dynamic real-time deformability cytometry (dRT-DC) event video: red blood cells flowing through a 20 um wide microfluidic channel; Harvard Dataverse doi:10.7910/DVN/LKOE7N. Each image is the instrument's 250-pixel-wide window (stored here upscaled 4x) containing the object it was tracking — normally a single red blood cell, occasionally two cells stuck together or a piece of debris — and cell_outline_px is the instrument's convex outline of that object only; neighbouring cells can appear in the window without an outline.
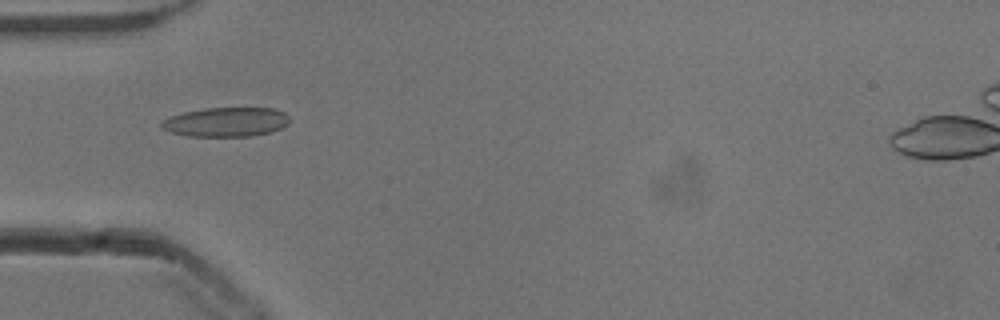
{"species": "common noctule bat (a hibernating species)", "species_latin": "Nyctalus noctula", "temperature_condition": "cold", "stored_images_in_passage": 38, "camera_frame_rate_fps": 3000, "um_per_image_px": 0.085, "animal": {"sex": "male", "body_mass_g": 13.3}, "frame": {"image": 1, "passage_image": 2, "time_ms": 0.333, "image_size_px": [1000, 320], "cell_outline_px": [[288, 124], [280, 128], [268, 132], [252, 136], [188, 136], [172, 132], [164, 128], [160, 124], [164, 120], [172, 116], [184, 112], [204, 108], [276, 108], [284, 112], [288, 116]], "centroid_in_image_um": [19.25, 10.36], "position_along_channel_um": 65.8, "area_um2": 21.62}}
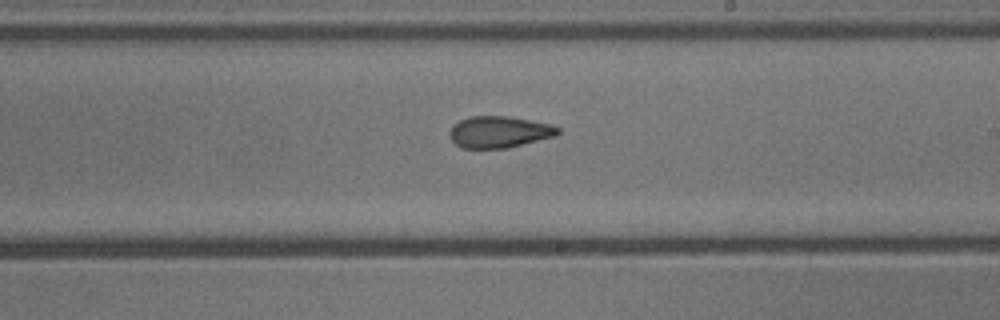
{"frame": {"image": 2, "passage_image": 16, "time_ms": 5.0, "image_size_px": [1000, 320], "cell_outline_px": [[560, 132], [556, 136], [508, 148], [460, 148], [448, 136], [448, 132], [452, 124], [468, 116], [508, 116], [552, 124], [560, 128]], "centroid_in_image_um": [42.41, 11.21], "position_along_channel_um": 246.6, "area_um2": 20.23}}
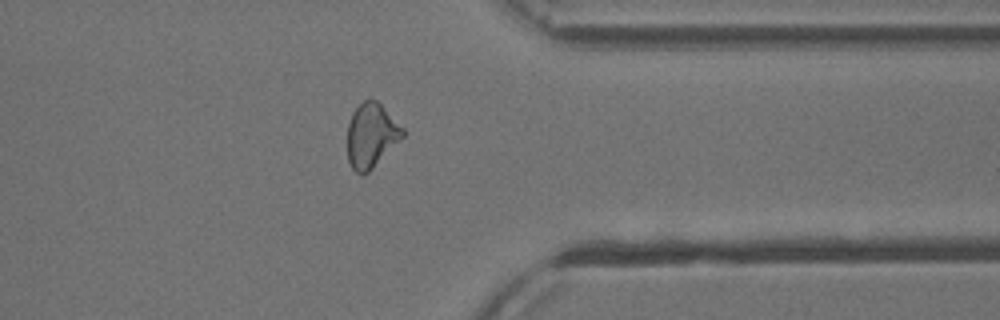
{"frame": {"image": 3, "passage_image": 27, "time_ms": 8.667, "image_size_px": [1000, 320], "cell_outline_px": [[404, 136], [368, 172], [356, 172], [352, 168], [348, 160], [348, 124], [352, 112], [364, 100], [376, 100], [404, 128]], "centroid_in_image_um": [31.56, 11.49], "position_along_channel_um": 379.8, "area_um2": 20.29}, "authors_computed_cell_mechanics": {"area_um2": 20.8369, "velocity_mm_per_s": 3.8577, "shape_relaxation_time_tau1_ms": null, "shape_relaxation_time_tau2_ms": 2.5417, "deformation_change_tau1": null, "deformation_change_tau2": 0.1002}}